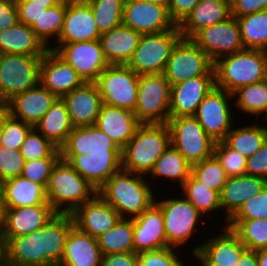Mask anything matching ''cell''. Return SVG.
Here are the masks:
<instances>
[{"label":"cell","instance_id":"6da1fadb","mask_svg":"<svg viewBox=\"0 0 267 266\" xmlns=\"http://www.w3.org/2000/svg\"><path fill=\"white\" fill-rule=\"evenodd\" d=\"M71 214H57L45 226L28 235L6 240V261L19 266H58L70 230Z\"/></svg>","mask_w":267,"mask_h":266},{"label":"cell","instance_id":"7a4b0ae2","mask_svg":"<svg viewBox=\"0 0 267 266\" xmlns=\"http://www.w3.org/2000/svg\"><path fill=\"white\" fill-rule=\"evenodd\" d=\"M147 181L143 174L121 169L113 174L97 193L121 218H134L155 202V193Z\"/></svg>","mask_w":267,"mask_h":266},{"label":"cell","instance_id":"3957f363","mask_svg":"<svg viewBox=\"0 0 267 266\" xmlns=\"http://www.w3.org/2000/svg\"><path fill=\"white\" fill-rule=\"evenodd\" d=\"M215 87L233 94L237 89L267 79V51L245 48L214 62Z\"/></svg>","mask_w":267,"mask_h":266},{"label":"cell","instance_id":"277c9868","mask_svg":"<svg viewBox=\"0 0 267 266\" xmlns=\"http://www.w3.org/2000/svg\"><path fill=\"white\" fill-rule=\"evenodd\" d=\"M170 142L167 124H141L122 149V170L147 177Z\"/></svg>","mask_w":267,"mask_h":266},{"label":"cell","instance_id":"5b68a950","mask_svg":"<svg viewBox=\"0 0 267 266\" xmlns=\"http://www.w3.org/2000/svg\"><path fill=\"white\" fill-rule=\"evenodd\" d=\"M96 193L97 190L62 159L54 166L46 187L47 201L59 214H72Z\"/></svg>","mask_w":267,"mask_h":266},{"label":"cell","instance_id":"8992f818","mask_svg":"<svg viewBox=\"0 0 267 266\" xmlns=\"http://www.w3.org/2000/svg\"><path fill=\"white\" fill-rule=\"evenodd\" d=\"M181 38L178 26L160 33L141 35L126 66L138 75L163 73L173 48Z\"/></svg>","mask_w":267,"mask_h":266},{"label":"cell","instance_id":"52a82bcc","mask_svg":"<svg viewBox=\"0 0 267 266\" xmlns=\"http://www.w3.org/2000/svg\"><path fill=\"white\" fill-rule=\"evenodd\" d=\"M171 85L163 73L139 75L137 104L134 110L141 124H167Z\"/></svg>","mask_w":267,"mask_h":266},{"label":"cell","instance_id":"ba28073f","mask_svg":"<svg viewBox=\"0 0 267 266\" xmlns=\"http://www.w3.org/2000/svg\"><path fill=\"white\" fill-rule=\"evenodd\" d=\"M42 57L0 54V101L7 102L40 84Z\"/></svg>","mask_w":267,"mask_h":266},{"label":"cell","instance_id":"9c48e42d","mask_svg":"<svg viewBox=\"0 0 267 266\" xmlns=\"http://www.w3.org/2000/svg\"><path fill=\"white\" fill-rule=\"evenodd\" d=\"M171 145L191 164H196L213 155L214 141L194 116L169 118Z\"/></svg>","mask_w":267,"mask_h":266},{"label":"cell","instance_id":"30bf717a","mask_svg":"<svg viewBox=\"0 0 267 266\" xmlns=\"http://www.w3.org/2000/svg\"><path fill=\"white\" fill-rule=\"evenodd\" d=\"M170 85L199 76H215L214 61L191 39L181 38L163 72Z\"/></svg>","mask_w":267,"mask_h":266},{"label":"cell","instance_id":"8fae6325","mask_svg":"<svg viewBox=\"0 0 267 266\" xmlns=\"http://www.w3.org/2000/svg\"><path fill=\"white\" fill-rule=\"evenodd\" d=\"M139 75L126 65H109L95 81L103 104L134 112Z\"/></svg>","mask_w":267,"mask_h":266},{"label":"cell","instance_id":"7c38bea8","mask_svg":"<svg viewBox=\"0 0 267 266\" xmlns=\"http://www.w3.org/2000/svg\"><path fill=\"white\" fill-rule=\"evenodd\" d=\"M178 197L155 202L160 206L164 217L165 235L169 247L176 250L193 237L199 220L203 215L184 197ZM197 226V227H196Z\"/></svg>","mask_w":267,"mask_h":266},{"label":"cell","instance_id":"4fadbf2b","mask_svg":"<svg viewBox=\"0 0 267 266\" xmlns=\"http://www.w3.org/2000/svg\"><path fill=\"white\" fill-rule=\"evenodd\" d=\"M231 97H234L233 94L214 87L204 97L194 115L203 130L216 142L223 141L232 129L234 120L228 101L233 99Z\"/></svg>","mask_w":267,"mask_h":266},{"label":"cell","instance_id":"5bb4252c","mask_svg":"<svg viewBox=\"0 0 267 266\" xmlns=\"http://www.w3.org/2000/svg\"><path fill=\"white\" fill-rule=\"evenodd\" d=\"M49 49L70 64L85 82H95L109 66L99 40L58 44Z\"/></svg>","mask_w":267,"mask_h":266},{"label":"cell","instance_id":"9a60e30c","mask_svg":"<svg viewBox=\"0 0 267 266\" xmlns=\"http://www.w3.org/2000/svg\"><path fill=\"white\" fill-rule=\"evenodd\" d=\"M191 40L214 62L222 56L245 49L237 18L233 16L225 21L201 29Z\"/></svg>","mask_w":267,"mask_h":266},{"label":"cell","instance_id":"2e32d148","mask_svg":"<svg viewBox=\"0 0 267 266\" xmlns=\"http://www.w3.org/2000/svg\"><path fill=\"white\" fill-rule=\"evenodd\" d=\"M61 159L86 179L97 191L122 169V151L61 155Z\"/></svg>","mask_w":267,"mask_h":266},{"label":"cell","instance_id":"e0dca14e","mask_svg":"<svg viewBox=\"0 0 267 266\" xmlns=\"http://www.w3.org/2000/svg\"><path fill=\"white\" fill-rule=\"evenodd\" d=\"M122 24L141 35L160 33L177 26L166 6L136 0H125Z\"/></svg>","mask_w":267,"mask_h":266},{"label":"cell","instance_id":"ac0fdd59","mask_svg":"<svg viewBox=\"0 0 267 266\" xmlns=\"http://www.w3.org/2000/svg\"><path fill=\"white\" fill-rule=\"evenodd\" d=\"M222 234L207 239V242L194 247L193 255L202 266H236L247 247L227 226Z\"/></svg>","mask_w":267,"mask_h":266},{"label":"cell","instance_id":"d6986e66","mask_svg":"<svg viewBox=\"0 0 267 266\" xmlns=\"http://www.w3.org/2000/svg\"><path fill=\"white\" fill-rule=\"evenodd\" d=\"M71 215L75 226L80 231L95 238L112 229L121 218L119 213L98 193L79 206Z\"/></svg>","mask_w":267,"mask_h":266},{"label":"cell","instance_id":"ffe728a7","mask_svg":"<svg viewBox=\"0 0 267 266\" xmlns=\"http://www.w3.org/2000/svg\"><path fill=\"white\" fill-rule=\"evenodd\" d=\"M132 220L134 253L169 247L165 235L163 213L156 202Z\"/></svg>","mask_w":267,"mask_h":266},{"label":"cell","instance_id":"44dd1931","mask_svg":"<svg viewBox=\"0 0 267 266\" xmlns=\"http://www.w3.org/2000/svg\"><path fill=\"white\" fill-rule=\"evenodd\" d=\"M84 83L77 71L55 51L49 49L42 57L40 84L58 98H62Z\"/></svg>","mask_w":267,"mask_h":266},{"label":"cell","instance_id":"7402d4cb","mask_svg":"<svg viewBox=\"0 0 267 266\" xmlns=\"http://www.w3.org/2000/svg\"><path fill=\"white\" fill-rule=\"evenodd\" d=\"M215 87V76H199L171 86L170 118L194 116L204 97Z\"/></svg>","mask_w":267,"mask_h":266},{"label":"cell","instance_id":"603a6c76","mask_svg":"<svg viewBox=\"0 0 267 266\" xmlns=\"http://www.w3.org/2000/svg\"><path fill=\"white\" fill-rule=\"evenodd\" d=\"M100 36L90 5L80 1H66L63 29L55 43L94 41L99 40Z\"/></svg>","mask_w":267,"mask_h":266},{"label":"cell","instance_id":"cb8c5ba5","mask_svg":"<svg viewBox=\"0 0 267 266\" xmlns=\"http://www.w3.org/2000/svg\"><path fill=\"white\" fill-rule=\"evenodd\" d=\"M74 127L95 125L103 100L95 82H85L62 97Z\"/></svg>","mask_w":267,"mask_h":266},{"label":"cell","instance_id":"d4e9b609","mask_svg":"<svg viewBox=\"0 0 267 266\" xmlns=\"http://www.w3.org/2000/svg\"><path fill=\"white\" fill-rule=\"evenodd\" d=\"M57 214L50 204L6 208L2 225L4 237L28 235L45 226Z\"/></svg>","mask_w":267,"mask_h":266},{"label":"cell","instance_id":"484cf974","mask_svg":"<svg viewBox=\"0 0 267 266\" xmlns=\"http://www.w3.org/2000/svg\"><path fill=\"white\" fill-rule=\"evenodd\" d=\"M58 97L41 84L8 100L11 117L34 127Z\"/></svg>","mask_w":267,"mask_h":266},{"label":"cell","instance_id":"4316f807","mask_svg":"<svg viewBox=\"0 0 267 266\" xmlns=\"http://www.w3.org/2000/svg\"><path fill=\"white\" fill-rule=\"evenodd\" d=\"M232 16L231 0H200L177 25L182 38L191 39L198 31Z\"/></svg>","mask_w":267,"mask_h":266},{"label":"cell","instance_id":"83f0119b","mask_svg":"<svg viewBox=\"0 0 267 266\" xmlns=\"http://www.w3.org/2000/svg\"><path fill=\"white\" fill-rule=\"evenodd\" d=\"M266 185V179L249 174L228 177L220 192V204L226 213V225L244 203L257 195Z\"/></svg>","mask_w":267,"mask_h":266},{"label":"cell","instance_id":"f1b7e54d","mask_svg":"<svg viewBox=\"0 0 267 266\" xmlns=\"http://www.w3.org/2000/svg\"><path fill=\"white\" fill-rule=\"evenodd\" d=\"M95 125L122 150L141 123L131 110L103 104Z\"/></svg>","mask_w":267,"mask_h":266},{"label":"cell","instance_id":"f546056e","mask_svg":"<svg viewBox=\"0 0 267 266\" xmlns=\"http://www.w3.org/2000/svg\"><path fill=\"white\" fill-rule=\"evenodd\" d=\"M102 256L97 238L74 226L68 234L58 266H101Z\"/></svg>","mask_w":267,"mask_h":266},{"label":"cell","instance_id":"4dcf8cb0","mask_svg":"<svg viewBox=\"0 0 267 266\" xmlns=\"http://www.w3.org/2000/svg\"><path fill=\"white\" fill-rule=\"evenodd\" d=\"M122 151L96 125L74 127L60 148L61 155H80L91 152Z\"/></svg>","mask_w":267,"mask_h":266},{"label":"cell","instance_id":"1f68e13d","mask_svg":"<svg viewBox=\"0 0 267 266\" xmlns=\"http://www.w3.org/2000/svg\"><path fill=\"white\" fill-rule=\"evenodd\" d=\"M141 34L123 24L99 37L103 54L109 65H126L138 46Z\"/></svg>","mask_w":267,"mask_h":266},{"label":"cell","instance_id":"d6a6232c","mask_svg":"<svg viewBox=\"0 0 267 266\" xmlns=\"http://www.w3.org/2000/svg\"><path fill=\"white\" fill-rule=\"evenodd\" d=\"M48 50L31 26L18 22L0 31V54L44 56Z\"/></svg>","mask_w":267,"mask_h":266},{"label":"cell","instance_id":"836d02e7","mask_svg":"<svg viewBox=\"0 0 267 266\" xmlns=\"http://www.w3.org/2000/svg\"><path fill=\"white\" fill-rule=\"evenodd\" d=\"M0 186L6 208L49 204L46 189L41 184L22 176L7 179L0 183Z\"/></svg>","mask_w":267,"mask_h":266},{"label":"cell","instance_id":"e575fe53","mask_svg":"<svg viewBox=\"0 0 267 266\" xmlns=\"http://www.w3.org/2000/svg\"><path fill=\"white\" fill-rule=\"evenodd\" d=\"M34 128L59 149L65 144L74 126L62 98L53 103Z\"/></svg>","mask_w":267,"mask_h":266},{"label":"cell","instance_id":"d590c367","mask_svg":"<svg viewBox=\"0 0 267 266\" xmlns=\"http://www.w3.org/2000/svg\"><path fill=\"white\" fill-rule=\"evenodd\" d=\"M266 140L267 125L264 127L250 124L234 129L232 127L223 142L232 150L248 158L256 153Z\"/></svg>","mask_w":267,"mask_h":266},{"label":"cell","instance_id":"8d00e7d4","mask_svg":"<svg viewBox=\"0 0 267 266\" xmlns=\"http://www.w3.org/2000/svg\"><path fill=\"white\" fill-rule=\"evenodd\" d=\"M191 166L183 155L170 144L148 174L153 178L158 176L179 181L182 186L191 175Z\"/></svg>","mask_w":267,"mask_h":266},{"label":"cell","instance_id":"74e56055","mask_svg":"<svg viewBox=\"0 0 267 266\" xmlns=\"http://www.w3.org/2000/svg\"><path fill=\"white\" fill-rule=\"evenodd\" d=\"M97 241L103 255L134 253L132 218H120L116 225L101 234Z\"/></svg>","mask_w":267,"mask_h":266},{"label":"cell","instance_id":"f35d334b","mask_svg":"<svg viewBox=\"0 0 267 266\" xmlns=\"http://www.w3.org/2000/svg\"><path fill=\"white\" fill-rule=\"evenodd\" d=\"M245 48L267 51V10L237 18Z\"/></svg>","mask_w":267,"mask_h":266},{"label":"cell","instance_id":"ab89813d","mask_svg":"<svg viewBox=\"0 0 267 266\" xmlns=\"http://www.w3.org/2000/svg\"><path fill=\"white\" fill-rule=\"evenodd\" d=\"M233 96L237 97L234 106L237 105L239 110L256 115V118L263 115L267 119V79L240 87Z\"/></svg>","mask_w":267,"mask_h":266},{"label":"cell","instance_id":"60d3db41","mask_svg":"<svg viewBox=\"0 0 267 266\" xmlns=\"http://www.w3.org/2000/svg\"><path fill=\"white\" fill-rule=\"evenodd\" d=\"M226 226L248 250L257 251L267 247V219L229 220Z\"/></svg>","mask_w":267,"mask_h":266},{"label":"cell","instance_id":"b9f144b4","mask_svg":"<svg viewBox=\"0 0 267 266\" xmlns=\"http://www.w3.org/2000/svg\"><path fill=\"white\" fill-rule=\"evenodd\" d=\"M183 196L202 214L210 215L217 209H222L220 194L198 182L192 175L181 186ZM210 213V214H209Z\"/></svg>","mask_w":267,"mask_h":266},{"label":"cell","instance_id":"7bdbcfd3","mask_svg":"<svg viewBox=\"0 0 267 266\" xmlns=\"http://www.w3.org/2000/svg\"><path fill=\"white\" fill-rule=\"evenodd\" d=\"M66 14V1L60 4L47 8L43 14L37 19L31 28L42 42L49 47L50 38L57 41L64 25Z\"/></svg>","mask_w":267,"mask_h":266},{"label":"cell","instance_id":"ee69618b","mask_svg":"<svg viewBox=\"0 0 267 266\" xmlns=\"http://www.w3.org/2000/svg\"><path fill=\"white\" fill-rule=\"evenodd\" d=\"M124 3L125 0H93L88 2L101 34L122 24Z\"/></svg>","mask_w":267,"mask_h":266},{"label":"cell","instance_id":"f6af8a7d","mask_svg":"<svg viewBox=\"0 0 267 266\" xmlns=\"http://www.w3.org/2000/svg\"><path fill=\"white\" fill-rule=\"evenodd\" d=\"M191 175L198 182L209 189L217 191L219 194L228 179L225 170L214 155L193 164L191 166Z\"/></svg>","mask_w":267,"mask_h":266},{"label":"cell","instance_id":"bcb514c9","mask_svg":"<svg viewBox=\"0 0 267 266\" xmlns=\"http://www.w3.org/2000/svg\"><path fill=\"white\" fill-rule=\"evenodd\" d=\"M19 150L25 161L41 158H61L60 149L34 127L26 135Z\"/></svg>","mask_w":267,"mask_h":266},{"label":"cell","instance_id":"7dc6e473","mask_svg":"<svg viewBox=\"0 0 267 266\" xmlns=\"http://www.w3.org/2000/svg\"><path fill=\"white\" fill-rule=\"evenodd\" d=\"M213 155L220 162L228 177L246 174L247 158L229 148L223 141L216 142Z\"/></svg>","mask_w":267,"mask_h":266},{"label":"cell","instance_id":"c3c4849f","mask_svg":"<svg viewBox=\"0 0 267 266\" xmlns=\"http://www.w3.org/2000/svg\"><path fill=\"white\" fill-rule=\"evenodd\" d=\"M32 128L30 124L10 116L0 132V146L19 150L26 135Z\"/></svg>","mask_w":267,"mask_h":266},{"label":"cell","instance_id":"681fc988","mask_svg":"<svg viewBox=\"0 0 267 266\" xmlns=\"http://www.w3.org/2000/svg\"><path fill=\"white\" fill-rule=\"evenodd\" d=\"M60 159L61 158H41L25 161L21 176L41 184L46 189L52 170Z\"/></svg>","mask_w":267,"mask_h":266},{"label":"cell","instance_id":"f907efd6","mask_svg":"<svg viewBox=\"0 0 267 266\" xmlns=\"http://www.w3.org/2000/svg\"><path fill=\"white\" fill-rule=\"evenodd\" d=\"M24 163L20 150L0 146V183L21 176Z\"/></svg>","mask_w":267,"mask_h":266},{"label":"cell","instance_id":"816d5d0a","mask_svg":"<svg viewBox=\"0 0 267 266\" xmlns=\"http://www.w3.org/2000/svg\"><path fill=\"white\" fill-rule=\"evenodd\" d=\"M173 247L137 253L138 266H185Z\"/></svg>","mask_w":267,"mask_h":266},{"label":"cell","instance_id":"f5cc1de1","mask_svg":"<svg viewBox=\"0 0 267 266\" xmlns=\"http://www.w3.org/2000/svg\"><path fill=\"white\" fill-rule=\"evenodd\" d=\"M267 219V185L248 199L230 220Z\"/></svg>","mask_w":267,"mask_h":266},{"label":"cell","instance_id":"db71d44e","mask_svg":"<svg viewBox=\"0 0 267 266\" xmlns=\"http://www.w3.org/2000/svg\"><path fill=\"white\" fill-rule=\"evenodd\" d=\"M15 3L18 9L19 22L27 26H32L47 8L60 4L40 3L35 0H16Z\"/></svg>","mask_w":267,"mask_h":266},{"label":"cell","instance_id":"11a10c76","mask_svg":"<svg viewBox=\"0 0 267 266\" xmlns=\"http://www.w3.org/2000/svg\"><path fill=\"white\" fill-rule=\"evenodd\" d=\"M246 174L267 180V140L256 153L247 158Z\"/></svg>","mask_w":267,"mask_h":266},{"label":"cell","instance_id":"9f6ffc18","mask_svg":"<svg viewBox=\"0 0 267 266\" xmlns=\"http://www.w3.org/2000/svg\"><path fill=\"white\" fill-rule=\"evenodd\" d=\"M263 10H267V0H231V13L235 18Z\"/></svg>","mask_w":267,"mask_h":266},{"label":"cell","instance_id":"6f0895ef","mask_svg":"<svg viewBox=\"0 0 267 266\" xmlns=\"http://www.w3.org/2000/svg\"><path fill=\"white\" fill-rule=\"evenodd\" d=\"M19 22L18 9L14 0H0V31Z\"/></svg>","mask_w":267,"mask_h":266},{"label":"cell","instance_id":"680465c9","mask_svg":"<svg viewBox=\"0 0 267 266\" xmlns=\"http://www.w3.org/2000/svg\"><path fill=\"white\" fill-rule=\"evenodd\" d=\"M200 0H170L168 11L171 19L178 25Z\"/></svg>","mask_w":267,"mask_h":266},{"label":"cell","instance_id":"91938a15","mask_svg":"<svg viewBox=\"0 0 267 266\" xmlns=\"http://www.w3.org/2000/svg\"><path fill=\"white\" fill-rule=\"evenodd\" d=\"M101 266H138V256L137 253L103 255Z\"/></svg>","mask_w":267,"mask_h":266},{"label":"cell","instance_id":"94428289","mask_svg":"<svg viewBox=\"0 0 267 266\" xmlns=\"http://www.w3.org/2000/svg\"><path fill=\"white\" fill-rule=\"evenodd\" d=\"M236 266H258L257 253L253 250H246L240 257Z\"/></svg>","mask_w":267,"mask_h":266},{"label":"cell","instance_id":"6125c7cd","mask_svg":"<svg viewBox=\"0 0 267 266\" xmlns=\"http://www.w3.org/2000/svg\"><path fill=\"white\" fill-rule=\"evenodd\" d=\"M11 116L9 104L6 101H0V132L3 130L6 121Z\"/></svg>","mask_w":267,"mask_h":266},{"label":"cell","instance_id":"be15d7a7","mask_svg":"<svg viewBox=\"0 0 267 266\" xmlns=\"http://www.w3.org/2000/svg\"><path fill=\"white\" fill-rule=\"evenodd\" d=\"M6 262V240L2 225H0V266Z\"/></svg>","mask_w":267,"mask_h":266},{"label":"cell","instance_id":"e7e4bbea","mask_svg":"<svg viewBox=\"0 0 267 266\" xmlns=\"http://www.w3.org/2000/svg\"><path fill=\"white\" fill-rule=\"evenodd\" d=\"M258 266H267V247L256 251Z\"/></svg>","mask_w":267,"mask_h":266},{"label":"cell","instance_id":"03108f58","mask_svg":"<svg viewBox=\"0 0 267 266\" xmlns=\"http://www.w3.org/2000/svg\"><path fill=\"white\" fill-rule=\"evenodd\" d=\"M5 211L6 207H5L3 192L0 186V225H3Z\"/></svg>","mask_w":267,"mask_h":266},{"label":"cell","instance_id":"003e7915","mask_svg":"<svg viewBox=\"0 0 267 266\" xmlns=\"http://www.w3.org/2000/svg\"><path fill=\"white\" fill-rule=\"evenodd\" d=\"M136 1H142V2L158 4V5H161V6H166L168 8L170 0H136Z\"/></svg>","mask_w":267,"mask_h":266},{"label":"cell","instance_id":"a7ac6f4b","mask_svg":"<svg viewBox=\"0 0 267 266\" xmlns=\"http://www.w3.org/2000/svg\"><path fill=\"white\" fill-rule=\"evenodd\" d=\"M40 3H61L63 0H35Z\"/></svg>","mask_w":267,"mask_h":266},{"label":"cell","instance_id":"89a4df30","mask_svg":"<svg viewBox=\"0 0 267 266\" xmlns=\"http://www.w3.org/2000/svg\"><path fill=\"white\" fill-rule=\"evenodd\" d=\"M2 266H19V265L11 264L6 261Z\"/></svg>","mask_w":267,"mask_h":266},{"label":"cell","instance_id":"2644e50d","mask_svg":"<svg viewBox=\"0 0 267 266\" xmlns=\"http://www.w3.org/2000/svg\"><path fill=\"white\" fill-rule=\"evenodd\" d=\"M78 1L88 3V2L93 1V0H78Z\"/></svg>","mask_w":267,"mask_h":266}]
</instances>
